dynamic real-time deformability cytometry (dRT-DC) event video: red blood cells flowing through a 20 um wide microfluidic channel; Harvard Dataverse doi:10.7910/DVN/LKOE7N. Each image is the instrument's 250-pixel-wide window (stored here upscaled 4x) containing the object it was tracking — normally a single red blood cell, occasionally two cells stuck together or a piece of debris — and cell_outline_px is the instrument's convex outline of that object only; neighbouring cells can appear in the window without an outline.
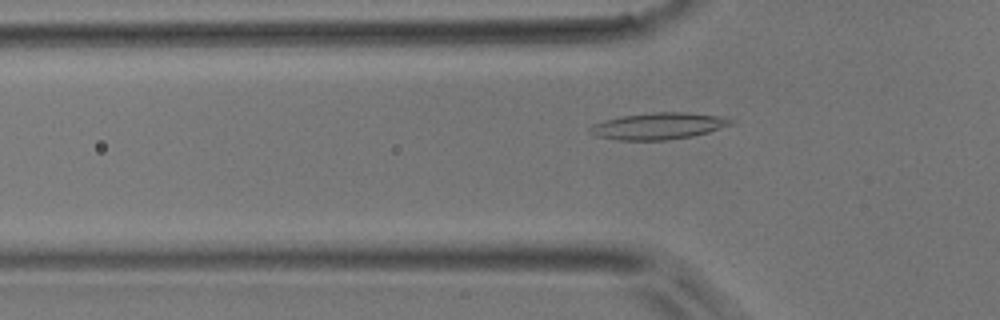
{"species": "common noctule bat (a hibernating species)", "species_latin": "Nyctalus noctula", "temperature_condition": "room temperature", "stored_images_in_passage": 50, "camera_frame_rate_fps": 3000, "um_per_image_px": 0.085, "animal": {"sex": "male", "body_mass_g": 17.9}, "frame": {"image": 1, "passage_image": 16, "time_ms": 5.0, "image_size_px": [1000, 320], "cell_outline_px": [[736, 120], [732, 124], [708, 132], [692, 136], [668, 140], [616, 140], [596, 136], [588, 132], [588, 128], [592, 124], [604, 120], [624, 116], [652, 112], [684, 112], [724, 116]], "centroid_in_image_um": [55.97, 10.71], "position_along_channel_um": 69.8, "area_um2": 22.02}}
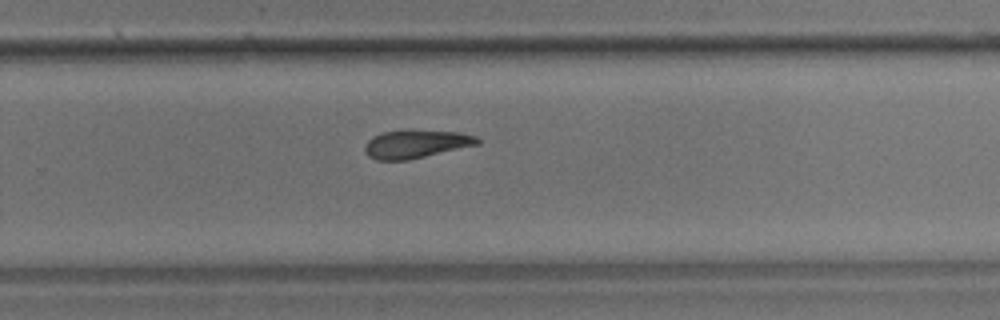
{"frame": {"image": 2, "passage_image": 33, "time_ms": 10.667, "image_size_px": [1000, 320], "cell_outline_px": [[480, 144], [408, 160], [376, 160], [368, 156], [364, 152], [364, 144], [372, 136], [380, 132], [400, 128], [404, 128], [460, 132], [476, 136], [480, 140]], "centroid_in_image_um": [35.31, 12.2], "position_along_channel_um": 294.5, "area_um2": 19.25}}
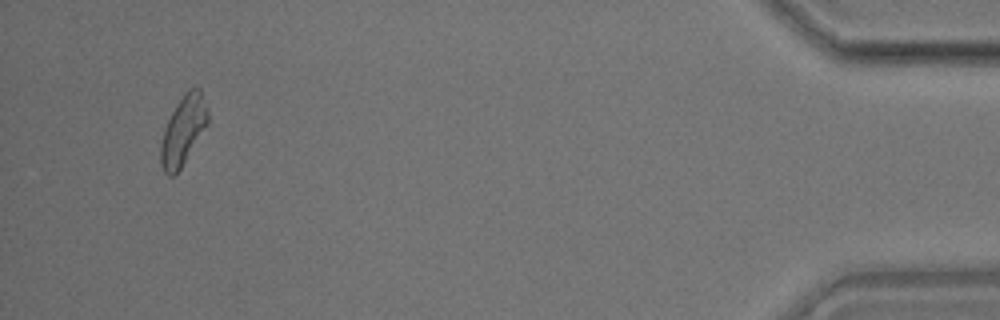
{"frame": {"image": 3, "passage_image": 48, "time_ms": 15.667, "image_size_px": [1000, 320], "cell_outline_px": [[208, 124], [180, 168], [172, 176], [168, 176], [164, 172], [160, 164], [160, 144], [164, 128], [176, 104], [184, 92], [188, 88], [196, 84], [200, 88], [208, 112]], "centroid_in_image_um": [15.56, 11.04], "position_along_channel_um": 419.6, "area_um2": 18.96}}